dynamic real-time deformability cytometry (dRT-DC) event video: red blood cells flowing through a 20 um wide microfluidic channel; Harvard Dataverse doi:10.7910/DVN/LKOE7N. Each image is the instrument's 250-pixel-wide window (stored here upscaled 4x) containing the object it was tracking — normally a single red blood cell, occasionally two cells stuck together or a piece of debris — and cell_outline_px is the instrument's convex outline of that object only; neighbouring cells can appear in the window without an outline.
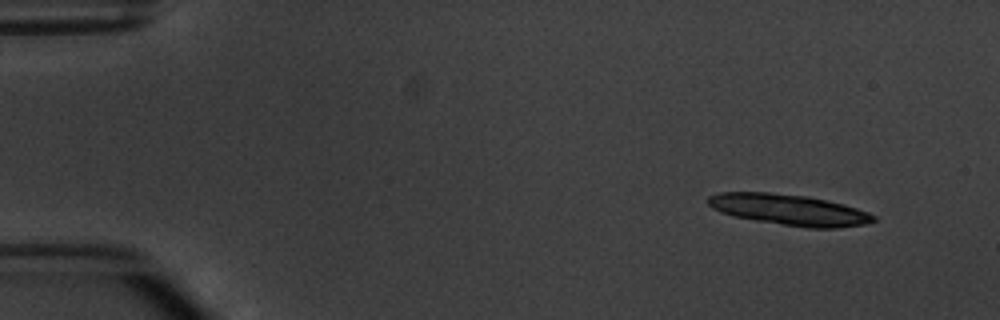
{"species": "common noctule bat (a hibernating species)", "species_latin": "Nyctalus noctula", "temperature_condition": "warm", "stored_images_in_passage": 5, "camera_frame_rate_fps": 3000, "um_per_image_px": 0.085, "animal": {"sex": "male", "body_mass_g": 20.1, "forearm_length_mm": 53.5}, "frame": {"image": 1, "passage_image": 1, "time_ms": 0.0, "image_size_px": [1000, 320], "cell_outline_px": [[876, 220], [868, 224], [840, 228], [808, 228], [756, 220], [732, 216], [720, 212], [712, 208], [708, 204], [708, 196], [720, 192], [768, 192], [808, 196], [844, 204], [868, 212], [876, 216]], "centroid_in_image_um": [67.1, 17.83], "position_along_channel_um": 17.9, "area_um2": 29.94}}